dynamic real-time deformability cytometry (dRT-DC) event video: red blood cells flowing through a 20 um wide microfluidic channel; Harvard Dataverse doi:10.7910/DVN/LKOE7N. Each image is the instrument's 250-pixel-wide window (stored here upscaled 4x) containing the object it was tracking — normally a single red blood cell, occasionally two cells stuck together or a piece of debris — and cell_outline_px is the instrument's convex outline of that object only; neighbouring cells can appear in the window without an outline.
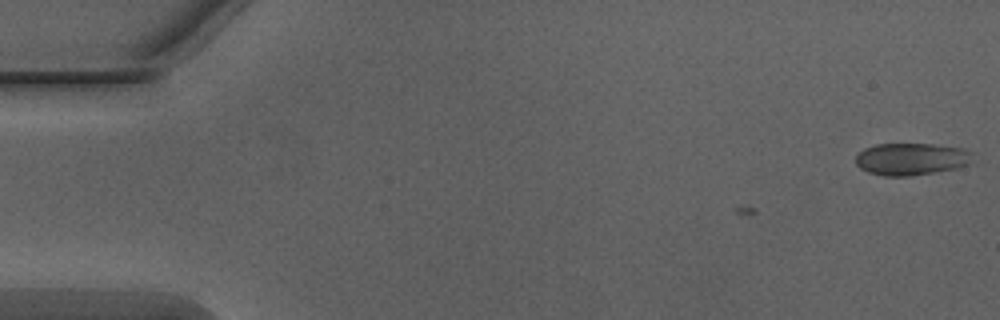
{"species": "Egyptian fruit bat (a non-hibernating species)", "species_latin": "Rousettus aegyptiacus", "temperature_condition": "warm", "stored_images_in_passage": 2, "camera_frame_rate_fps": 3000, "um_per_image_px": 0.085, "animal": {"sex": "male"}, "frame": {"image": 1, "passage_image": 2, "time_ms": 0.333, "image_size_px": [1000, 320], "cell_outline_px": [[972, 152], [968, 164], [956, 168], [908, 176], [884, 176], [868, 172], [860, 168], [856, 164], [856, 156], [864, 148], [876, 144], [932, 144], [964, 148]], "centroid_in_image_um": [77.42, 13.51], "position_along_channel_um": 7.6, "area_um2": 21.73}}